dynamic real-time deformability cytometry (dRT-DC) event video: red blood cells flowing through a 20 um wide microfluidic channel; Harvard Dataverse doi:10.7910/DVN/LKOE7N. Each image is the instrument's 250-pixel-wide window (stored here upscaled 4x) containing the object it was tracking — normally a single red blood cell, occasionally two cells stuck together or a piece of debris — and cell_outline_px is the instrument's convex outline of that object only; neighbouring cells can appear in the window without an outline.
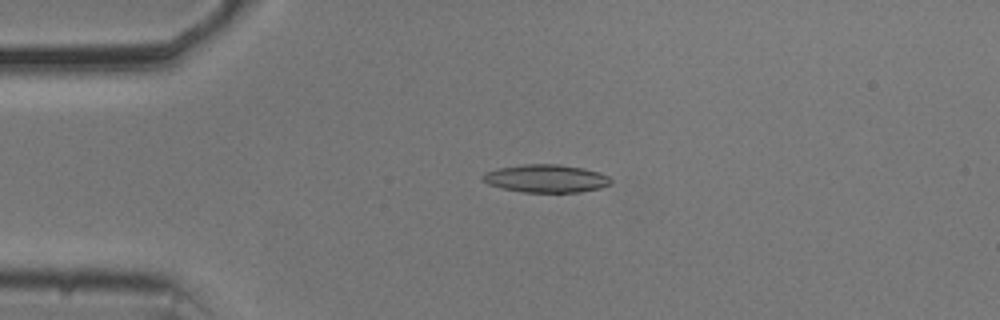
{"species": "common noctule bat (a hibernating species)", "species_latin": "Nyctalus noctula", "temperature_condition": "cold", "stored_images_in_passage": 55, "camera_frame_rate_fps": 3000, "um_per_image_px": 0.085, "animal": {"sex": "male", "body_mass_g": 20.5, "forearm_length_mm": 52.5}, "frame": {"image": 1, "passage_image": 13, "time_ms": 4.0, "image_size_px": [1000, 320], "cell_outline_px": [[612, 184], [600, 188], [580, 192], [524, 192], [500, 188], [488, 184], [480, 180], [480, 176], [484, 172], [496, 168], [524, 164], [556, 164], [584, 168], [600, 172], [608, 176], [612, 180]], "centroid_in_image_um": [46.38, 15.17], "position_along_channel_um": 38.6, "area_um2": 21.15}}
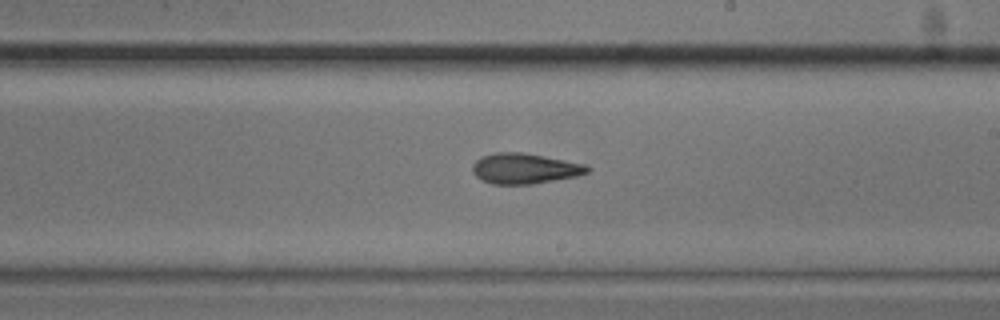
{"frame": {"image": 2, "passage_image": 32, "time_ms": 10.333, "image_size_px": [1000, 320], "cell_outline_px": [[592, 168], [588, 172], [576, 176], [532, 184], [492, 184], [476, 176], [472, 172], [472, 164], [480, 156], [496, 152], [524, 152], [584, 164]], "centroid_in_image_um": [44.57, 14.31], "position_along_channel_um": 244.4, "area_um2": 20.35}}
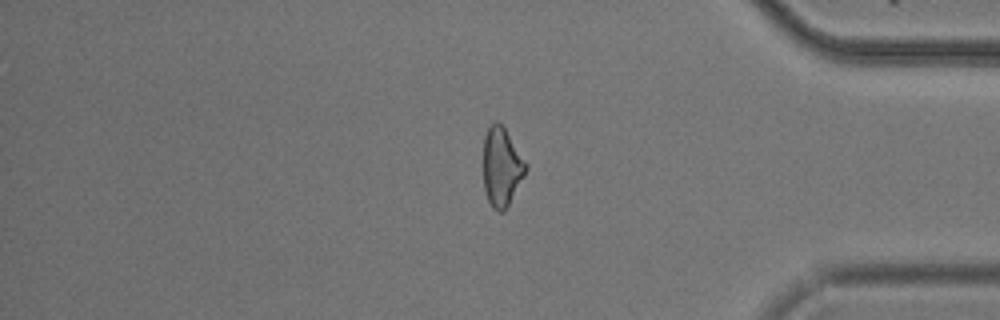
{"frame": {"image": 3, "passage_image": 46, "time_ms": 15.0, "image_size_px": [1000, 320], "cell_outline_px": [[528, 168], [524, 176], [504, 212], [500, 212], [492, 208], [488, 200], [484, 188], [484, 136], [488, 128], [496, 120], [504, 128], [528, 164]], "centroid_in_image_um": [42.64, 14.2], "position_along_channel_um": 392.6, "area_um2": 19.31}, "authors_computed_cell_mechanics": {"area_um2": 20.3456, "velocity_mm_per_s": 3.6892, "shape_relaxation_time_tau1_ms": 5.8727, "shape_relaxation_time_tau2_ms": 3.3421, "deformation_change_tau1": 0.1815, "deformation_change_tau2": 0.1258}}